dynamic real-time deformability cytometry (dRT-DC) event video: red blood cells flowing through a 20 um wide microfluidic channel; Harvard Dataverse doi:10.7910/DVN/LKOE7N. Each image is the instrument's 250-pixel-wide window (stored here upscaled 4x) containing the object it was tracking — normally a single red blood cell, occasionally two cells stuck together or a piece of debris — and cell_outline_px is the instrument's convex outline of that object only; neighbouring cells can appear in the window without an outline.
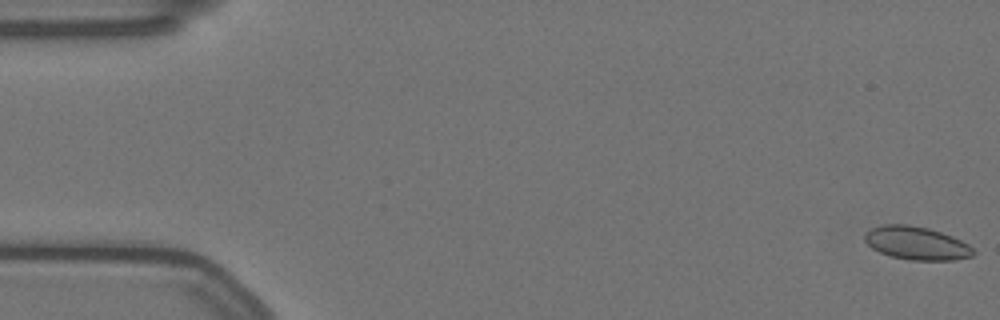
{"species": "Egyptian fruit bat (a non-hibernating species)", "species_latin": "Rousettus aegyptiacus", "temperature_condition": "warm", "stored_images_in_passage": 58, "camera_frame_rate_fps": 3000, "um_per_image_px": 0.085, "animal": {"sex": "female"}, "frame": {"image": 1, "passage_image": 1, "time_ms": 0.0, "image_size_px": [1000, 320], "cell_outline_px": [[976, 252], [972, 256], [956, 260], [912, 260], [892, 256], [880, 252], [872, 248], [864, 240], [864, 232], [872, 228], [884, 224], [908, 224], [928, 228], [952, 236], [968, 244]], "centroid_in_image_um": [77.9, 20.66], "position_along_channel_um": 7.1, "area_um2": 20.98}}
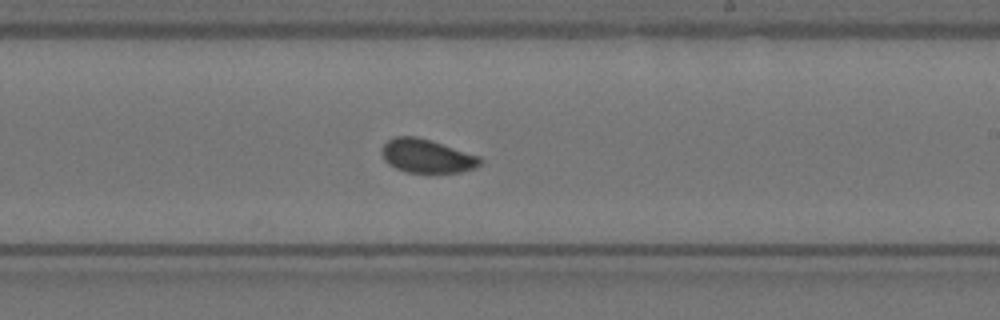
{"frame": {"image": 2, "passage_image": 34, "time_ms": 11.0, "image_size_px": [1000, 320], "cell_outline_px": [[484, 160], [476, 168], [460, 172], [408, 172], [396, 168], [388, 164], [384, 160], [380, 152], [380, 148], [388, 140], [396, 136], [416, 136], [432, 140], [480, 156]], "centroid_in_image_um": [36.28, 13.25], "position_along_channel_um": 252.7, "area_um2": 19.48}}
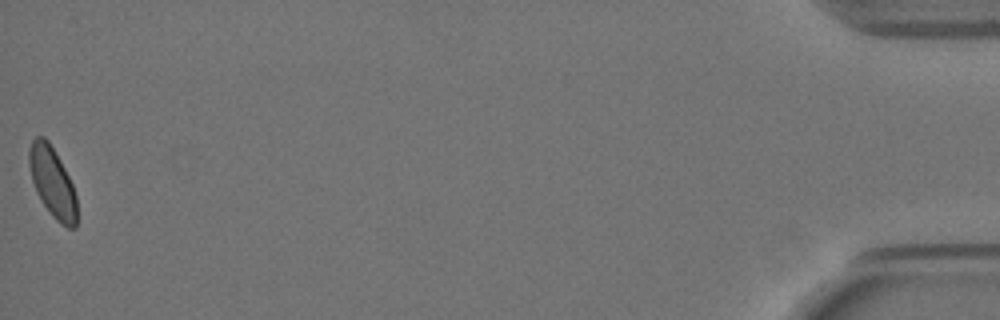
{"frame": {"image": 3, "passage_image": 58, "time_ms": 19.0, "image_size_px": [1000, 320], "cell_outline_px": [[76, 228], [68, 228], [60, 224], [52, 216], [40, 200], [36, 192], [32, 180], [28, 164], [28, 148], [32, 140], [36, 136], [44, 136], [48, 140], [60, 160], [72, 184], [76, 196]], "centroid_in_image_um": [4.43, 15.48], "position_along_channel_um": 430.8, "area_um2": 19.59}, "authors_computed_cell_mechanics": {"area_um2": 19.5942, "velocity_mm_per_s": 3.492, "shape_relaxation_time_tau1_ms": 4.6776, "shape_relaxation_time_tau2_ms": null, "deformation_change_tau1": 0.0599, "deformation_change_tau2": null}}